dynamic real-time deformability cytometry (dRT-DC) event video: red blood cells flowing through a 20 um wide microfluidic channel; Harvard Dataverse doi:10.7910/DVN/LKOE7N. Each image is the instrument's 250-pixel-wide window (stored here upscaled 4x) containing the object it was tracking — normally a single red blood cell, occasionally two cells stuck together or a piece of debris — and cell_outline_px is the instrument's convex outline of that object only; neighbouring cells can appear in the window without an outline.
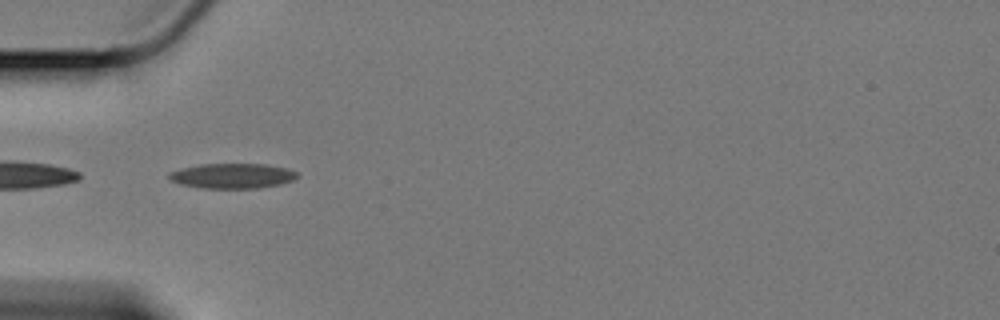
{"species": "Egyptian fruit bat (a non-hibernating species)", "species_latin": "Rousettus aegyptiacus", "temperature_condition": "cold", "stored_images_in_passage": 15, "camera_frame_rate_fps": 3000, "um_per_image_px": 0.085, "animal": {"sex": "female"}, "frame": {"image": 1, "passage_image": 1, "time_ms": 0.0, "image_size_px": [1000, 320], "cell_outline_px": [[296, 176], [292, 180], [280, 184], [256, 188], [204, 188], [180, 184], [172, 180], [168, 176], [168, 172], [180, 168], [200, 164], [264, 164], [288, 168], [296, 172]], "centroid_in_image_um": [19.71, 14.94], "position_along_channel_um": 65.3, "area_um2": 18.55}}
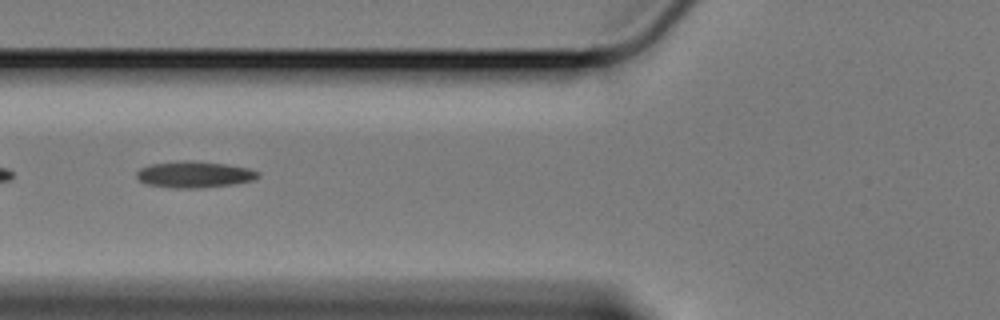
{"frame": {"image": 2, "passage_image": 5, "time_ms": 1.333, "image_size_px": [1000, 320], "cell_outline_px": [[260, 176], [252, 180], [232, 184], [200, 188], [172, 188], [144, 184], [136, 176], [136, 172], [140, 168], [152, 164], [184, 160], [188, 160], [224, 164], [248, 168], [260, 172]], "centroid_in_image_um": [16.49, 14.83], "position_along_channel_um": 109.3, "area_um2": 18.61}}